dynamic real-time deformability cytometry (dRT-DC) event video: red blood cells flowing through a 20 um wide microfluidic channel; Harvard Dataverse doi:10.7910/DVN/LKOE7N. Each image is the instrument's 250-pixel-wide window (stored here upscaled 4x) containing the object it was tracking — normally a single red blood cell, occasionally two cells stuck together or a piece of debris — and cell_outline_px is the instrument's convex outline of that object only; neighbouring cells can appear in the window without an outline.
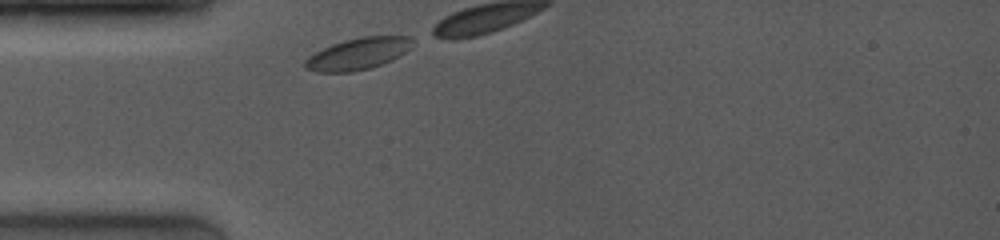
{"species": "common noctule bat (a hibernating species)", "species_latin": "Nyctalus noctula", "temperature_condition": "room temperature", "stored_images_in_passage": 31, "camera_frame_rate_fps": 4000, "um_per_image_px": 0.085, "animal": {"sex": "female", "body_mass_g": 19.0, "forearm_length_mm": 53.3}, "frame": {"image": 1, "passage_image": 1, "time_ms": 0.0, "image_size_px": [1000, 240], "cell_outline_px": [[412, 40], [408, 48], [404, 52], [392, 60], [368, 68], [352, 72], [316, 72], [304, 68], [304, 60], [308, 56], [332, 44], [344, 40], [364, 36], [408, 36]], "centroid_in_image_um": [30.36, 4.58], "position_along_channel_um": 54.6, "area_um2": 19.54}}